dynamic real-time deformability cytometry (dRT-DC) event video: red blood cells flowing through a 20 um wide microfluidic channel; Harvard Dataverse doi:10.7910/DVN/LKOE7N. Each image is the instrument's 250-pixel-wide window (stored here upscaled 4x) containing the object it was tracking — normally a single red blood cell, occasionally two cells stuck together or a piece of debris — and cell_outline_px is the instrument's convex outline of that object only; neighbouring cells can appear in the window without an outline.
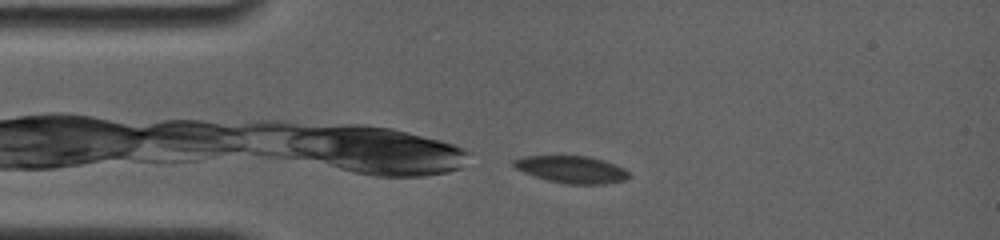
{"species": "common noctule bat (a hibernating species)", "species_latin": "Nyctalus noctula", "temperature_condition": "room temperature", "stored_images_in_passage": 5, "camera_frame_rate_fps": 4000, "um_per_image_px": 0.085, "animal": {"sex": "female", "body_mass_g": 19.0, "forearm_length_mm": 56.7}, "frame": {"image": 1, "passage_image": 1, "time_ms": 0.0, "image_size_px": [1000, 240], "cell_outline_px": [[628, 176], [624, 180], [604, 184], [564, 184], [548, 180], [524, 172], [516, 168], [512, 164], [512, 160], [524, 156], [588, 156], [604, 160], [616, 164], [624, 168], [628, 172]], "centroid_in_image_um": [48.59, 14.4], "position_along_channel_um": 36.4, "area_um2": 18.15}}
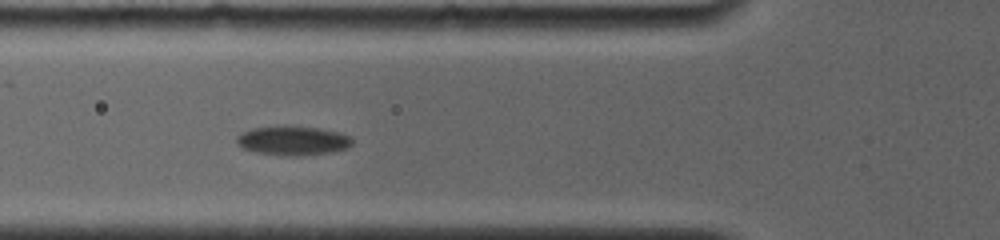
{"frame": {"image": 2, "passage_image": 4, "time_ms": 2.5, "image_size_px": [1000, 240], "cell_outline_px": [[352, 144], [348, 148], [332, 152], [296, 156], [288, 156], [256, 152], [244, 148], [236, 144], [236, 136], [252, 128], [316, 128], [340, 132], [348, 136], [352, 140]], "centroid_in_image_um": [24.91, 11.99], "position_along_channel_um": 100.9, "area_um2": 18.96}}
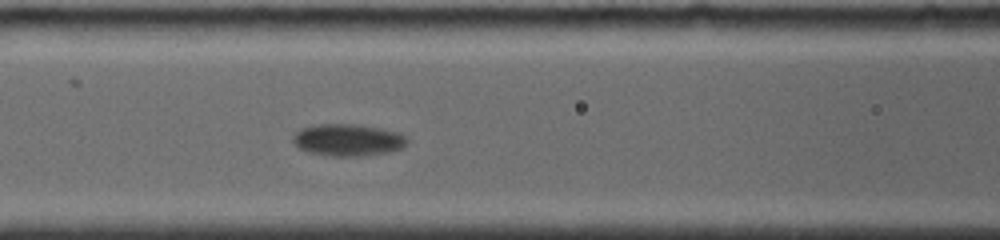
{"frame": {"image": 3, "passage_image": 5, "time_ms": 3.5, "image_size_px": [1000, 240], "cell_outline_px": [[408, 144], [404, 148], [388, 152], [360, 156], [332, 156], [308, 152], [300, 148], [292, 140], [292, 136], [300, 128], [320, 124], [356, 124], [380, 128], [400, 132], [408, 140]], "centroid_in_image_um": [29.6, 11.89], "position_along_channel_um": 137.0, "area_um2": 21.39}}